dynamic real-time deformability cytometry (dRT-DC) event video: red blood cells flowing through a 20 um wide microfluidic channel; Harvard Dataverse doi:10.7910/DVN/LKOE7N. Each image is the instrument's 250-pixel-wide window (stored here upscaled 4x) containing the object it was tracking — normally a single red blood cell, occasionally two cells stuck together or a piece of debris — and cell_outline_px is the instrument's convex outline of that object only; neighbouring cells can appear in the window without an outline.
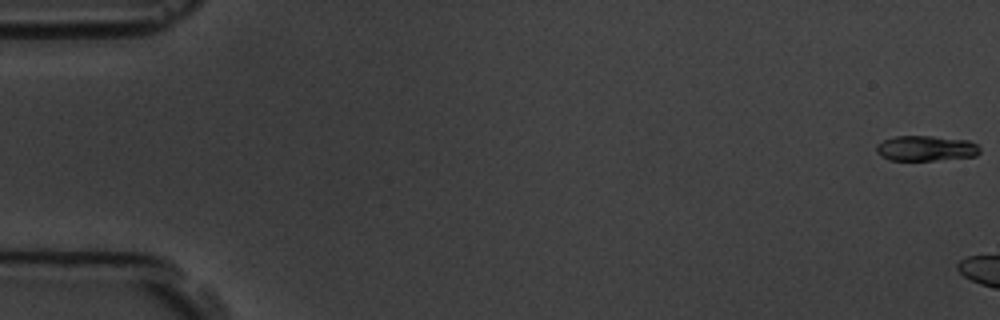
{"species": "common noctule bat (a hibernating species)", "species_latin": "Nyctalus noctula", "temperature_condition": "room temperature", "stored_images_in_passage": 3, "camera_frame_rate_fps": 3000, "um_per_image_px": 0.085, "animal": {"sex": "male", "body_mass_g": 19.5, "forearm_length_mm": 54.6}, "frame": {"image": 1, "passage_image": 1, "time_ms": 0.0, "image_size_px": [1000, 320], "cell_outline_px": [[980, 152], [976, 156], [932, 160], [888, 160], [876, 152], [876, 144], [884, 140], [896, 136], [932, 136], [968, 140], [976, 144], [980, 148]], "centroid_in_image_um": [78.69, 12.6], "position_along_channel_um": 6.3, "area_um2": 15.2}}